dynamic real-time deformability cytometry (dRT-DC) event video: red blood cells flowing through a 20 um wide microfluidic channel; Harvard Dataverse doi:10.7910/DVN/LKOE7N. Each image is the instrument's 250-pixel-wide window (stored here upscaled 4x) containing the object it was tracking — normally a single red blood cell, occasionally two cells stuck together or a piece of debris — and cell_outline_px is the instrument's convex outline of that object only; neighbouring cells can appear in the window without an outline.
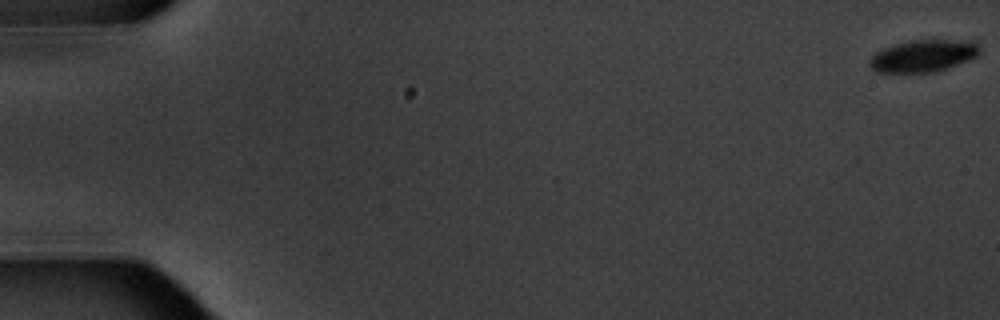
{"species": "common noctule bat (a hibernating species)", "species_latin": "Nyctalus noctula", "temperature_condition": "warm", "stored_images_in_passage": 6, "camera_frame_rate_fps": 3000, "um_per_image_px": 0.085, "animal": {"sex": "male", "body_mass_g": 20.1, "forearm_length_mm": 53.5}, "frame": {"image": 1, "passage_image": 1, "time_ms": 0.0, "image_size_px": [1000, 320], "cell_outline_px": [[980, 52], [976, 56], [968, 60], [948, 68], [936, 72], [876, 72], [868, 64], [868, 60], [876, 52], [884, 48], [896, 44], [916, 40], [976, 40], [980, 48]], "centroid_in_image_um": [78.51, 4.74], "position_along_channel_um": 6.5, "area_um2": 20.58}}
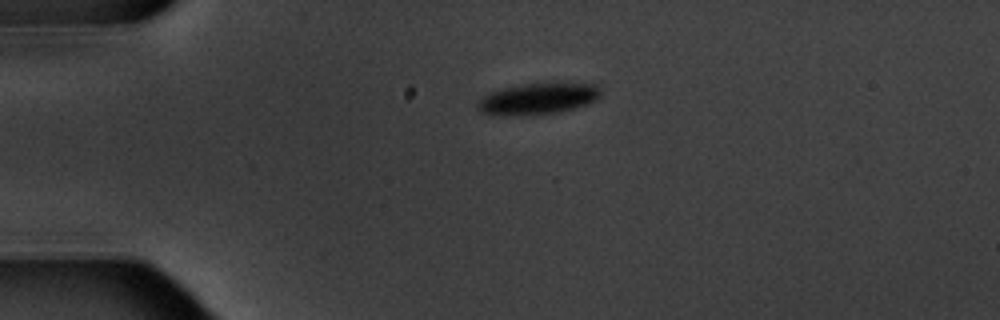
{"frame": {"image": 2, "passage_image": 5, "time_ms": 4.667, "image_size_px": [1000, 320], "cell_outline_px": [[600, 96], [596, 100], [588, 104], [576, 108], [560, 112], [536, 116], [500, 116], [480, 112], [476, 108], [476, 104], [488, 92], [504, 88], [524, 84], [596, 84], [600, 88]], "centroid_in_image_um": [45.69, 8.44], "position_along_channel_um": 39.3, "area_um2": 22.72}}